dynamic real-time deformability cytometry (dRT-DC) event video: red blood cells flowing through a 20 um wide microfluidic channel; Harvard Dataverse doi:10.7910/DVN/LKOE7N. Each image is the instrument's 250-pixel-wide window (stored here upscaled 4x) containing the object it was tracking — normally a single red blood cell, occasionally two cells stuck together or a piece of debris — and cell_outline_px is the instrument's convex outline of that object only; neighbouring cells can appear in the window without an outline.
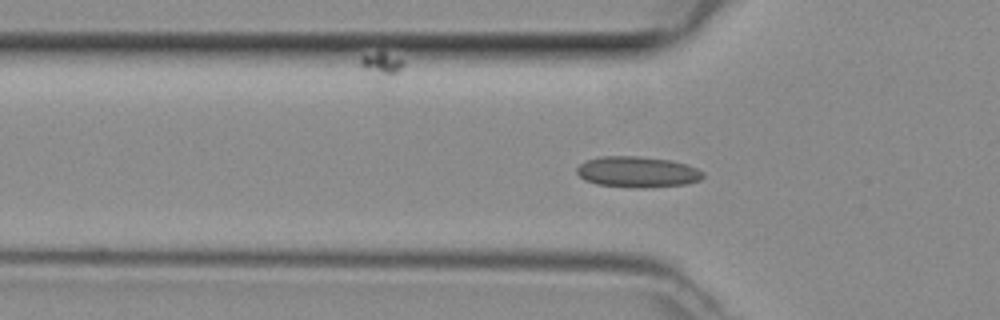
{"species": "common noctule bat (a hibernating species)", "species_latin": "Nyctalus noctula", "temperature_condition": "room temperature", "stored_images_in_passage": 50, "camera_frame_rate_fps": 3000, "um_per_image_px": 0.085, "animal": {"sex": "female", "body_mass_g": 29.2, "forearm_length_mm": 56.3}, "frame": {"image": 1, "passage_image": 16, "time_ms": 5.0, "image_size_px": [1000, 320], "cell_outline_px": [[704, 176], [700, 180], [688, 184], [644, 188], [636, 188], [596, 184], [584, 180], [576, 172], [576, 168], [584, 160], [600, 156], [640, 156], [672, 160], [696, 168], [704, 172]], "centroid_in_image_um": [54.16, 14.61], "position_along_channel_um": 71.6, "area_um2": 23.0}}
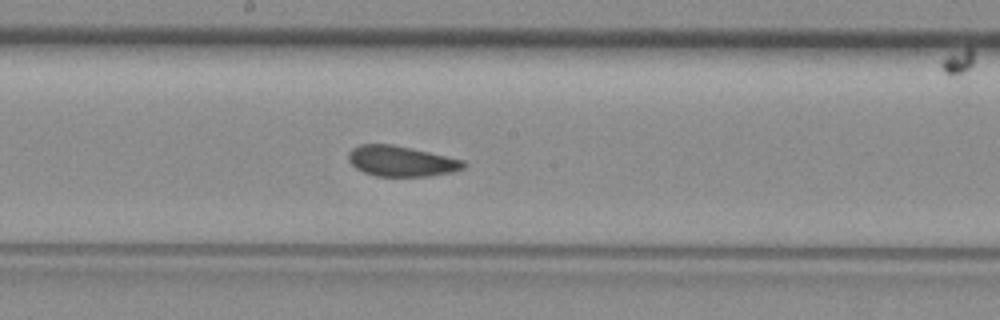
{"frame": {"image": 2, "passage_image": 26, "time_ms": 8.333, "image_size_px": [1000, 320], "cell_outline_px": [[468, 164], [464, 168], [452, 172], [428, 176], [376, 176], [364, 172], [356, 168], [348, 160], [348, 152], [352, 148], [360, 144], [392, 144], [412, 148], [464, 160]], "centroid_in_image_um": [34.11, 13.69], "position_along_channel_um": 214.1, "area_um2": 20.52}}
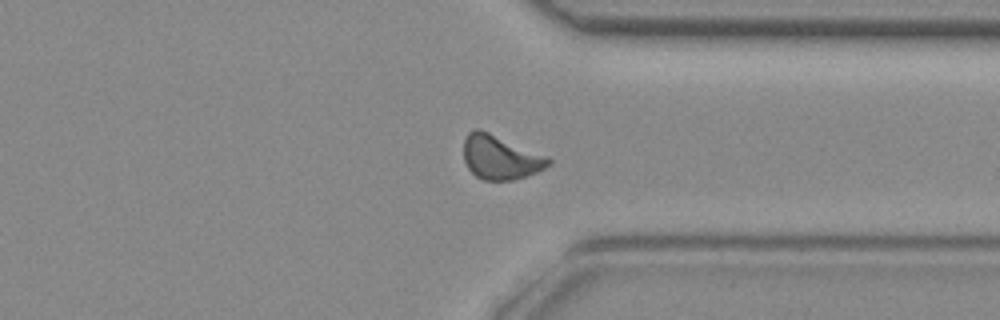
{"frame": {"image": 3, "passage_image": 37, "time_ms": 12.0, "image_size_px": [1000, 320], "cell_outline_px": [[552, 164], [536, 172], [512, 180], [484, 180], [476, 176], [468, 168], [464, 160], [464, 136], [468, 132], [476, 128], [480, 128], [548, 156], [552, 160]], "centroid_in_image_um": [42.52, 13.35], "position_along_channel_um": 368.9, "area_um2": 21.91}}